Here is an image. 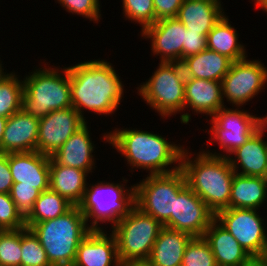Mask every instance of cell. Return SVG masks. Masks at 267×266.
<instances>
[{"label":"cell","mask_w":267,"mask_h":266,"mask_svg":"<svg viewBox=\"0 0 267 266\" xmlns=\"http://www.w3.org/2000/svg\"><path fill=\"white\" fill-rule=\"evenodd\" d=\"M72 107L86 120L84 110L112 115L124 98V85L112 63L88 60L68 67Z\"/></svg>","instance_id":"1"},{"label":"cell","mask_w":267,"mask_h":266,"mask_svg":"<svg viewBox=\"0 0 267 266\" xmlns=\"http://www.w3.org/2000/svg\"><path fill=\"white\" fill-rule=\"evenodd\" d=\"M103 135V141L122 154L132 169H144L149 171V175L171 173L180 169L184 145L171 143L154 131L151 133L137 128L115 127L113 131Z\"/></svg>","instance_id":"2"},{"label":"cell","mask_w":267,"mask_h":266,"mask_svg":"<svg viewBox=\"0 0 267 266\" xmlns=\"http://www.w3.org/2000/svg\"><path fill=\"white\" fill-rule=\"evenodd\" d=\"M188 148L183 149L180 159V170L183 172L186 185L216 215L229 208L232 179L235 171L227 157L212 156L203 150L195 155ZM191 158V159H190Z\"/></svg>","instance_id":"3"},{"label":"cell","mask_w":267,"mask_h":266,"mask_svg":"<svg viewBox=\"0 0 267 266\" xmlns=\"http://www.w3.org/2000/svg\"><path fill=\"white\" fill-rule=\"evenodd\" d=\"M29 228L38 237L52 266H73L80 242L92 231L78 206Z\"/></svg>","instance_id":"4"},{"label":"cell","mask_w":267,"mask_h":266,"mask_svg":"<svg viewBox=\"0 0 267 266\" xmlns=\"http://www.w3.org/2000/svg\"><path fill=\"white\" fill-rule=\"evenodd\" d=\"M40 67L23 78L22 110L41 118L51 111L72 107L68 67Z\"/></svg>","instance_id":"5"},{"label":"cell","mask_w":267,"mask_h":266,"mask_svg":"<svg viewBox=\"0 0 267 266\" xmlns=\"http://www.w3.org/2000/svg\"><path fill=\"white\" fill-rule=\"evenodd\" d=\"M153 75L137 88L145 103L161 118L180 114V121L188 124L191 114L184 112L185 74L181 62H160Z\"/></svg>","instance_id":"6"},{"label":"cell","mask_w":267,"mask_h":266,"mask_svg":"<svg viewBox=\"0 0 267 266\" xmlns=\"http://www.w3.org/2000/svg\"><path fill=\"white\" fill-rule=\"evenodd\" d=\"M127 181L123 178L120 183L103 180L95 184H87L78 207L92 230H104L100 225L104 223H112L113 227L135 206V186L127 189L124 185Z\"/></svg>","instance_id":"7"},{"label":"cell","mask_w":267,"mask_h":266,"mask_svg":"<svg viewBox=\"0 0 267 266\" xmlns=\"http://www.w3.org/2000/svg\"><path fill=\"white\" fill-rule=\"evenodd\" d=\"M186 185L183 172L147 175L135 186V206L174 230V206L178 192Z\"/></svg>","instance_id":"8"},{"label":"cell","mask_w":267,"mask_h":266,"mask_svg":"<svg viewBox=\"0 0 267 266\" xmlns=\"http://www.w3.org/2000/svg\"><path fill=\"white\" fill-rule=\"evenodd\" d=\"M163 225L134 206L113 227L119 261L146 260Z\"/></svg>","instance_id":"9"},{"label":"cell","mask_w":267,"mask_h":266,"mask_svg":"<svg viewBox=\"0 0 267 266\" xmlns=\"http://www.w3.org/2000/svg\"><path fill=\"white\" fill-rule=\"evenodd\" d=\"M242 107L232 109L224 106L210 118V126L208 134H212L211 139L219 143L223 150L221 154L218 152L203 151L212 156L229 157L231 153L242 146L253 133H255L266 121L265 117H256L253 113L245 111ZM219 141V142H218Z\"/></svg>","instance_id":"10"},{"label":"cell","mask_w":267,"mask_h":266,"mask_svg":"<svg viewBox=\"0 0 267 266\" xmlns=\"http://www.w3.org/2000/svg\"><path fill=\"white\" fill-rule=\"evenodd\" d=\"M267 83V67L259 60L247 58L232 62L221 81L223 100L241 107L264 90Z\"/></svg>","instance_id":"11"},{"label":"cell","mask_w":267,"mask_h":266,"mask_svg":"<svg viewBox=\"0 0 267 266\" xmlns=\"http://www.w3.org/2000/svg\"><path fill=\"white\" fill-rule=\"evenodd\" d=\"M256 209L226 208L215 219L238 241L249 255L265 254L267 227Z\"/></svg>","instance_id":"12"},{"label":"cell","mask_w":267,"mask_h":266,"mask_svg":"<svg viewBox=\"0 0 267 266\" xmlns=\"http://www.w3.org/2000/svg\"><path fill=\"white\" fill-rule=\"evenodd\" d=\"M86 122L73 107L51 111L39 118L37 152L53 156Z\"/></svg>","instance_id":"13"},{"label":"cell","mask_w":267,"mask_h":266,"mask_svg":"<svg viewBox=\"0 0 267 266\" xmlns=\"http://www.w3.org/2000/svg\"><path fill=\"white\" fill-rule=\"evenodd\" d=\"M186 31L182 22L172 17L157 20L140 33L150 39L152 53L160 56V62H181Z\"/></svg>","instance_id":"14"},{"label":"cell","mask_w":267,"mask_h":266,"mask_svg":"<svg viewBox=\"0 0 267 266\" xmlns=\"http://www.w3.org/2000/svg\"><path fill=\"white\" fill-rule=\"evenodd\" d=\"M215 214L187 185L177 194L174 206V230L202 237Z\"/></svg>","instance_id":"15"},{"label":"cell","mask_w":267,"mask_h":266,"mask_svg":"<svg viewBox=\"0 0 267 266\" xmlns=\"http://www.w3.org/2000/svg\"><path fill=\"white\" fill-rule=\"evenodd\" d=\"M50 156L40 152L8 153L13 185H27L40 192L49 189Z\"/></svg>","instance_id":"16"},{"label":"cell","mask_w":267,"mask_h":266,"mask_svg":"<svg viewBox=\"0 0 267 266\" xmlns=\"http://www.w3.org/2000/svg\"><path fill=\"white\" fill-rule=\"evenodd\" d=\"M266 131L267 121L231 153L234 157H227L235 173L267 179V141L263 137Z\"/></svg>","instance_id":"17"},{"label":"cell","mask_w":267,"mask_h":266,"mask_svg":"<svg viewBox=\"0 0 267 266\" xmlns=\"http://www.w3.org/2000/svg\"><path fill=\"white\" fill-rule=\"evenodd\" d=\"M39 118L19 110L8 117L3 138L1 152L19 153L37 151V137Z\"/></svg>","instance_id":"18"},{"label":"cell","mask_w":267,"mask_h":266,"mask_svg":"<svg viewBox=\"0 0 267 266\" xmlns=\"http://www.w3.org/2000/svg\"><path fill=\"white\" fill-rule=\"evenodd\" d=\"M115 237L106 230H92L79 244L73 266H119Z\"/></svg>","instance_id":"19"},{"label":"cell","mask_w":267,"mask_h":266,"mask_svg":"<svg viewBox=\"0 0 267 266\" xmlns=\"http://www.w3.org/2000/svg\"><path fill=\"white\" fill-rule=\"evenodd\" d=\"M86 122L51 156L58 164L86 171L95 170V145Z\"/></svg>","instance_id":"20"},{"label":"cell","mask_w":267,"mask_h":266,"mask_svg":"<svg viewBox=\"0 0 267 266\" xmlns=\"http://www.w3.org/2000/svg\"><path fill=\"white\" fill-rule=\"evenodd\" d=\"M224 103L221 82L197 78L185 79L184 111L190 107L194 114L201 113L211 118L226 106Z\"/></svg>","instance_id":"21"},{"label":"cell","mask_w":267,"mask_h":266,"mask_svg":"<svg viewBox=\"0 0 267 266\" xmlns=\"http://www.w3.org/2000/svg\"><path fill=\"white\" fill-rule=\"evenodd\" d=\"M222 1L184 0L176 18L187 31L199 32L207 36L214 25L225 14Z\"/></svg>","instance_id":"22"},{"label":"cell","mask_w":267,"mask_h":266,"mask_svg":"<svg viewBox=\"0 0 267 266\" xmlns=\"http://www.w3.org/2000/svg\"><path fill=\"white\" fill-rule=\"evenodd\" d=\"M203 237L212 250L217 266H241L250 256L216 219L210 223Z\"/></svg>","instance_id":"23"},{"label":"cell","mask_w":267,"mask_h":266,"mask_svg":"<svg viewBox=\"0 0 267 266\" xmlns=\"http://www.w3.org/2000/svg\"><path fill=\"white\" fill-rule=\"evenodd\" d=\"M88 173L78 168L62 166L50 158L49 188L78 206L87 188Z\"/></svg>","instance_id":"24"},{"label":"cell","mask_w":267,"mask_h":266,"mask_svg":"<svg viewBox=\"0 0 267 266\" xmlns=\"http://www.w3.org/2000/svg\"><path fill=\"white\" fill-rule=\"evenodd\" d=\"M192 238L188 233L163 227L147 260L152 266H181L186 246Z\"/></svg>","instance_id":"25"},{"label":"cell","mask_w":267,"mask_h":266,"mask_svg":"<svg viewBox=\"0 0 267 266\" xmlns=\"http://www.w3.org/2000/svg\"><path fill=\"white\" fill-rule=\"evenodd\" d=\"M232 62L227 56L206 49L184 58L181 64L186 78L221 82Z\"/></svg>","instance_id":"26"},{"label":"cell","mask_w":267,"mask_h":266,"mask_svg":"<svg viewBox=\"0 0 267 266\" xmlns=\"http://www.w3.org/2000/svg\"><path fill=\"white\" fill-rule=\"evenodd\" d=\"M267 179L234 174L229 208L256 209L267 202Z\"/></svg>","instance_id":"27"},{"label":"cell","mask_w":267,"mask_h":266,"mask_svg":"<svg viewBox=\"0 0 267 266\" xmlns=\"http://www.w3.org/2000/svg\"><path fill=\"white\" fill-rule=\"evenodd\" d=\"M224 14L207 34V49L227 56L233 62L248 56L245 46L239 42V33Z\"/></svg>","instance_id":"28"},{"label":"cell","mask_w":267,"mask_h":266,"mask_svg":"<svg viewBox=\"0 0 267 266\" xmlns=\"http://www.w3.org/2000/svg\"><path fill=\"white\" fill-rule=\"evenodd\" d=\"M73 206L65 197L50 188L42 191L34 203L33 210L25 218V227L29 228L34 223L62 216Z\"/></svg>","instance_id":"29"},{"label":"cell","mask_w":267,"mask_h":266,"mask_svg":"<svg viewBox=\"0 0 267 266\" xmlns=\"http://www.w3.org/2000/svg\"><path fill=\"white\" fill-rule=\"evenodd\" d=\"M17 76L11 71L0 79V116L8 118L22 109L24 83Z\"/></svg>","instance_id":"30"},{"label":"cell","mask_w":267,"mask_h":266,"mask_svg":"<svg viewBox=\"0 0 267 266\" xmlns=\"http://www.w3.org/2000/svg\"><path fill=\"white\" fill-rule=\"evenodd\" d=\"M21 266H52L38 237L30 228H21Z\"/></svg>","instance_id":"31"},{"label":"cell","mask_w":267,"mask_h":266,"mask_svg":"<svg viewBox=\"0 0 267 266\" xmlns=\"http://www.w3.org/2000/svg\"><path fill=\"white\" fill-rule=\"evenodd\" d=\"M21 228L0 230V266H21Z\"/></svg>","instance_id":"32"},{"label":"cell","mask_w":267,"mask_h":266,"mask_svg":"<svg viewBox=\"0 0 267 266\" xmlns=\"http://www.w3.org/2000/svg\"><path fill=\"white\" fill-rule=\"evenodd\" d=\"M181 266H217L204 237H193L186 246Z\"/></svg>","instance_id":"33"},{"label":"cell","mask_w":267,"mask_h":266,"mask_svg":"<svg viewBox=\"0 0 267 266\" xmlns=\"http://www.w3.org/2000/svg\"><path fill=\"white\" fill-rule=\"evenodd\" d=\"M126 20L140 24L141 31L156 22L153 0H122Z\"/></svg>","instance_id":"34"},{"label":"cell","mask_w":267,"mask_h":266,"mask_svg":"<svg viewBox=\"0 0 267 266\" xmlns=\"http://www.w3.org/2000/svg\"><path fill=\"white\" fill-rule=\"evenodd\" d=\"M25 228V218L17 210L10 194L0 193V230Z\"/></svg>","instance_id":"35"},{"label":"cell","mask_w":267,"mask_h":266,"mask_svg":"<svg viewBox=\"0 0 267 266\" xmlns=\"http://www.w3.org/2000/svg\"><path fill=\"white\" fill-rule=\"evenodd\" d=\"M56 2L69 13L80 15L97 24L102 17L99 0H57Z\"/></svg>","instance_id":"36"},{"label":"cell","mask_w":267,"mask_h":266,"mask_svg":"<svg viewBox=\"0 0 267 266\" xmlns=\"http://www.w3.org/2000/svg\"><path fill=\"white\" fill-rule=\"evenodd\" d=\"M40 193L38 189L32 186L12 185L10 196L17 210L26 218L33 210L34 203L40 196Z\"/></svg>","instance_id":"37"},{"label":"cell","mask_w":267,"mask_h":266,"mask_svg":"<svg viewBox=\"0 0 267 266\" xmlns=\"http://www.w3.org/2000/svg\"><path fill=\"white\" fill-rule=\"evenodd\" d=\"M207 49V37L199 32L186 31L183 43V59Z\"/></svg>","instance_id":"38"},{"label":"cell","mask_w":267,"mask_h":266,"mask_svg":"<svg viewBox=\"0 0 267 266\" xmlns=\"http://www.w3.org/2000/svg\"><path fill=\"white\" fill-rule=\"evenodd\" d=\"M184 0H153L156 21L176 17Z\"/></svg>","instance_id":"39"},{"label":"cell","mask_w":267,"mask_h":266,"mask_svg":"<svg viewBox=\"0 0 267 266\" xmlns=\"http://www.w3.org/2000/svg\"><path fill=\"white\" fill-rule=\"evenodd\" d=\"M13 184L8 164V153L0 152V193L10 194Z\"/></svg>","instance_id":"40"},{"label":"cell","mask_w":267,"mask_h":266,"mask_svg":"<svg viewBox=\"0 0 267 266\" xmlns=\"http://www.w3.org/2000/svg\"><path fill=\"white\" fill-rule=\"evenodd\" d=\"M241 266H267V256L261 255H250Z\"/></svg>","instance_id":"41"},{"label":"cell","mask_w":267,"mask_h":266,"mask_svg":"<svg viewBox=\"0 0 267 266\" xmlns=\"http://www.w3.org/2000/svg\"><path fill=\"white\" fill-rule=\"evenodd\" d=\"M119 266H152V265L146 259V260H123L119 263Z\"/></svg>","instance_id":"42"},{"label":"cell","mask_w":267,"mask_h":266,"mask_svg":"<svg viewBox=\"0 0 267 266\" xmlns=\"http://www.w3.org/2000/svg\"><path fill=\"white\" fill-rule=\"evenodd\" d=\"M7 119L8 118H6V117L0 116V152H1V141L3 138V133L5 130V125H6Z\"/></svg>","instance_id":"43"},{"label":"cell","mask_w":267,"mask_h":266,"mask_svg":"<svg viewBox=\"0 0 267 266\" xmlns=\"http://www.w3.org/2000/svg\"><path fill=\"white\" fill-rule=\"evenodd\" d=\"M253 1L255 6H257L258 8L263 9L265 6H267V0H252V2Z\"/></svg>","instance_id":"44"},{"label":"cell","mask_w":267,"mask_h":266,"mask_svg":"<svg viewBox=\"0 0 267 266\" xmlns=\"http://www.w3.org/2000/svg\"><path fill=\"white\" fill-rule=\"evenodd\" d=\"M3 67L4 66H2V61L0 60V79L6 74Z\"/></svg>","instance_id":"45"},{"label":"cell","mask_w":267,"mask_h":266,"mask_svg":"<svg viewBox=\"0 0 267 266\" xmlns=\"http://www.w3.org/2000/svg\"><path fill=\"white\" fill-rule=\"evenodd\" d=\"M262 10L267 12V6H265Z\"/></svg>","instance_id":"46"}]
</instances>
